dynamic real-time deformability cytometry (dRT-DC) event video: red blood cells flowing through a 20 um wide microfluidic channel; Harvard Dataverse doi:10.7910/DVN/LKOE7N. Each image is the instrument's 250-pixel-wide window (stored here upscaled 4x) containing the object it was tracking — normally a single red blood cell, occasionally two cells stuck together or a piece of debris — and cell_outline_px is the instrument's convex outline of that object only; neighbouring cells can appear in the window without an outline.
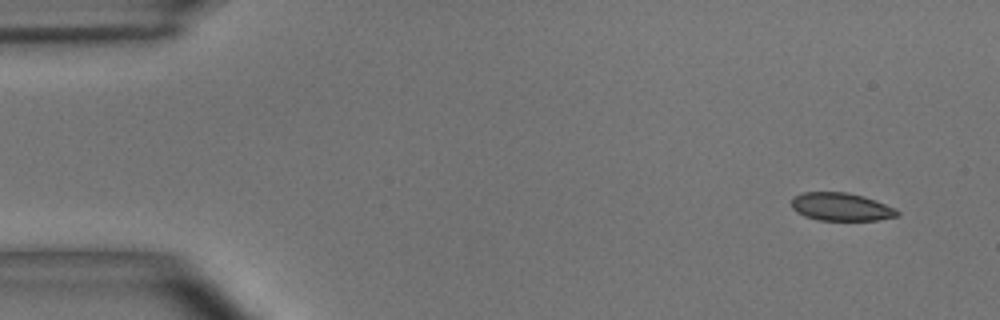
{"species": "common noctule bat (a hibernating species)", "species_latin": "Nyctalus noctula", "temperature_condition": "room temperature", "stored_images_in_passage": 7, "camera_frame_rate_fps": 3000, "um_per_image_px": 0.085, "animal": {"sex": "male", "body_mass_g": 15.6}, "frame": {"image": 1, "passage_image": 1, "time_ms": 0.0, "image_size_px": [1000, 320], "cell_outline_px": [[900, 216], [876, 220], [820, 220], [804, 216], [796, 212], [792, 208], [792, 196], [800, 192], [848, 192], [864, 196], [884, 204], [900, 212]], "centroid_in_image_um": [71.45, 17.57], "position_along_channel_um": 13.6, "area_um2": 17.28}}
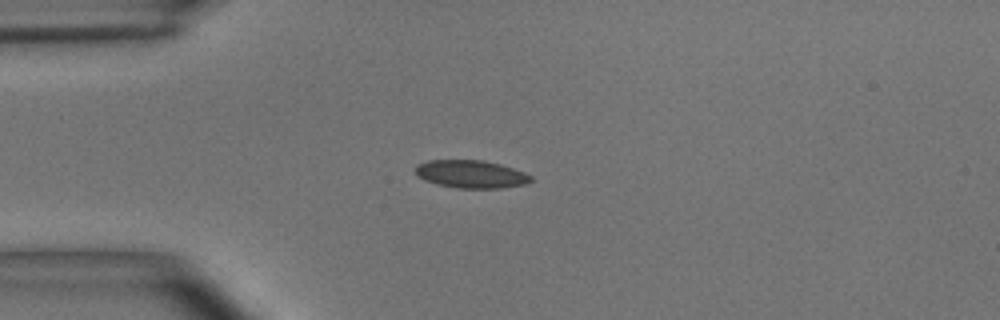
{"frame": {"image": 2, "passage_image": 4, "time_ms": 1.0, "image_size_px": [1000, 320], "cell_outline_px": [[532, 180], [524, 184], [500, 188], [456, 188], [436, 184], [424, 180], [416, 172], [416, 164], [428, 160], [484, 160], [500, 164], [524, 172], [532, 176]], "centroid_in_image_um": [40.03, 14.8], "position_along_channel_um": 45.0, "area_um2": 18.67}}
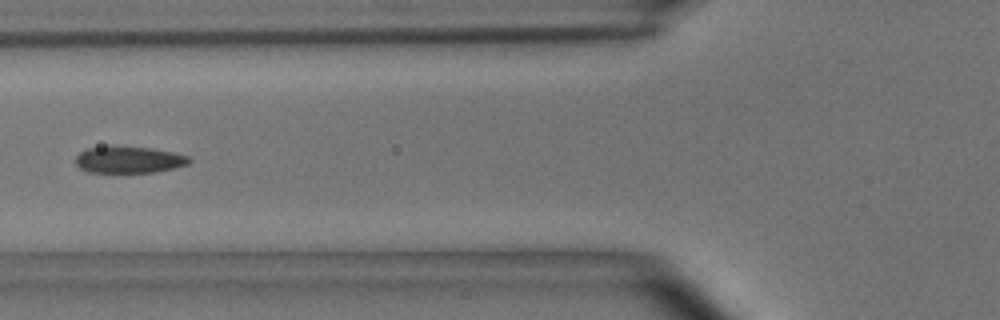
{"frame": {"image": 3, "passage_image": 6, "time_ms": 1.667, "image_size_px": [1000, 320], "cell_outline_px": [[192, 160], [188, 164], [176, 168], [156, 172], [124, 176], [88, 172], [80, 168], [76, 164], [76, 156], [80, 152], [88, 148], [112, 144], [152, 148], [172, 152], [188, 156]], "centroid_in_image_um": [10.92, 13.61], "position_along_channel_um": 114.9, "area_um2": 19.07}}